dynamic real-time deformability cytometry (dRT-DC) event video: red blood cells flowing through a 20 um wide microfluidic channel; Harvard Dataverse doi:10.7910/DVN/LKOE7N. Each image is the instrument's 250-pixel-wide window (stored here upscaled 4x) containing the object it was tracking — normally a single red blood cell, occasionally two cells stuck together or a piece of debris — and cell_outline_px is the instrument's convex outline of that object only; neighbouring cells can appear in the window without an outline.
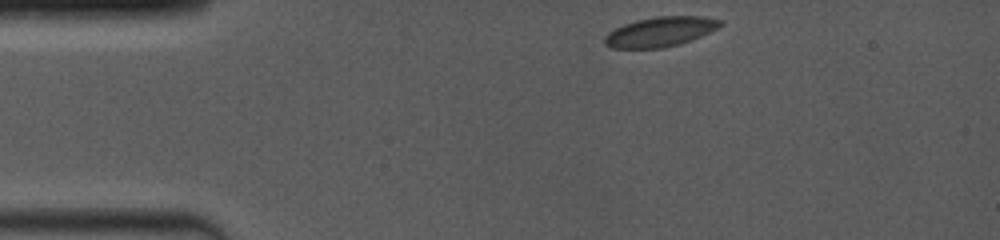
{"species": "common noctule bat (a hibernating species)", "species_latin": "Nyctalus noctula", "temperature_condition": "room temperature", "stored_images_in_passage": 50, "camera_frame_rate_fps": 4000, "um_per_image_px": 0.085, "animal": {"sex": "female", "body_mass_g": 19.0, "forearm_length_mm": 53.3}, "frame": {"image": 1, "passage_image": 1, "time_ms": 0.0, "image_size_px": [1000, 240], "cell_outline_px": [[724, 24], [692, 40], [680, 44], [660, 48], [612, 48], [604, 44], [604, 36], [608, 32], [624, 24], [636, 20], [656, 16], [704, 16], [724, 20]], "centroid_in_image_um": [56.13, 2.69], "position_along_channel_um": 28.9, "area_um2": 20.11}}
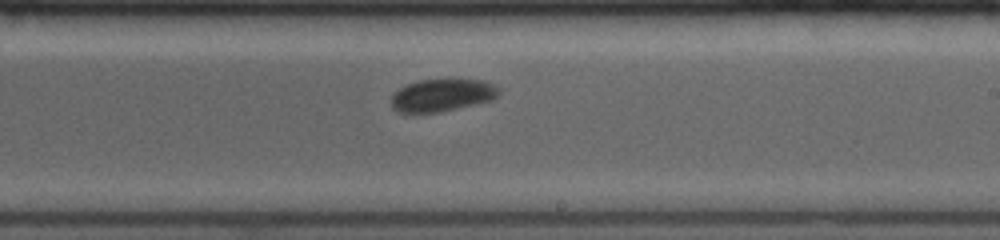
{"frame": {"image": 2, "passage_image": 29, "time_ms": 7.0, "image_size_px": [1000, 240], "cell_outline_px": [[500, 92], [492, 100], [440, 112], [396, 112], [392, 108], [392, 96], [400, 88], [408, 84], [420, 80], [484, 80], [492, 84]], "centroid_in_image_um": [37.56, 8.1], "position_along_channel_um": 251.4, "area_um2": 19.94}}
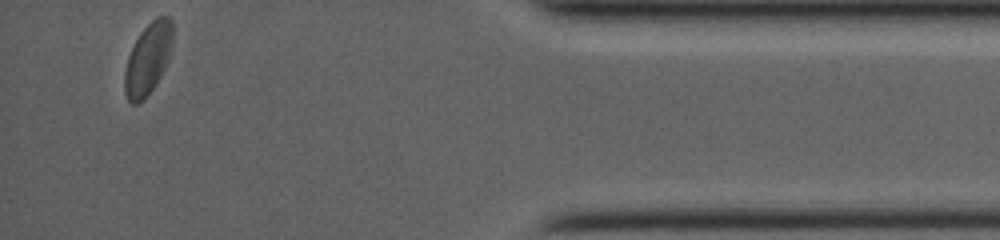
{"frame": {"image": 3, "passage_image": 50, "time_ms": 12.25, "image_size_px": [1000, 240], "cell_outline_px": [[172, 52], [156, 84], [144, 100], [136, 104], [132, 104], [128, 100], [124, 92], [124, 72], [128, 56], [140, 32], [156, 16], [168, 16], [172, 20]], "centroid_in_image_um": [12.58, 5.01], "position_along_channel_um": 422.6, "area_um2": 20.11}, "authors_computed_cell_mechanics": {"area_um2": 20.6346, "velocity_mm_per_s": 4.0053, "shape_relaxation_time_tau1_ms": 1.1073, "shape_relaxation_time_tau2_ms": null, "deformation_change_tau1": 0.056, "deformation_change_tau2": null}}